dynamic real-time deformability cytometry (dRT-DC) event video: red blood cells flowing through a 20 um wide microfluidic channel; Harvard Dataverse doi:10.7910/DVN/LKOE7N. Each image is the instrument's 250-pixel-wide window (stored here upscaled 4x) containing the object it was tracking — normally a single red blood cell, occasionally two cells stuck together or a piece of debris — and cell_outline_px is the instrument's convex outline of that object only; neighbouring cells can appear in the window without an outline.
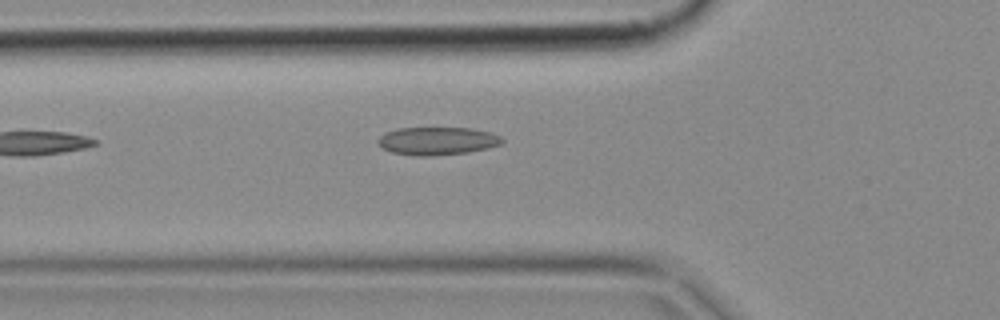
{"species": "common noctule bat (a hibernating species)", "species_latin": "Nyctalus noctula", "temperature_condition": "cold", "stored_images_in_passage": 4, "camera_frame_rate_fps": 3000, "um_per_image_px": 0.085, "animal": {"sex": "female", "body_mass_g": 18.4}, "frame": {"image": 1, "passage_image": 4, "time_ms": 1.0, "image_size_px": [1000, 320], "cell_outline_px": [[504, 140], [500, 144], [488, 148], [468, 152], [432, 156], [416, 156], [392, 152], [376, 144], [376, 140], [384, 132], [396, 128], [472, 128], [492, 132], [500, 136]], "centroid_in_image_um": [37.15, 11.97], "position_along_channel_um": 88.7, "area_um2": 20.4}}